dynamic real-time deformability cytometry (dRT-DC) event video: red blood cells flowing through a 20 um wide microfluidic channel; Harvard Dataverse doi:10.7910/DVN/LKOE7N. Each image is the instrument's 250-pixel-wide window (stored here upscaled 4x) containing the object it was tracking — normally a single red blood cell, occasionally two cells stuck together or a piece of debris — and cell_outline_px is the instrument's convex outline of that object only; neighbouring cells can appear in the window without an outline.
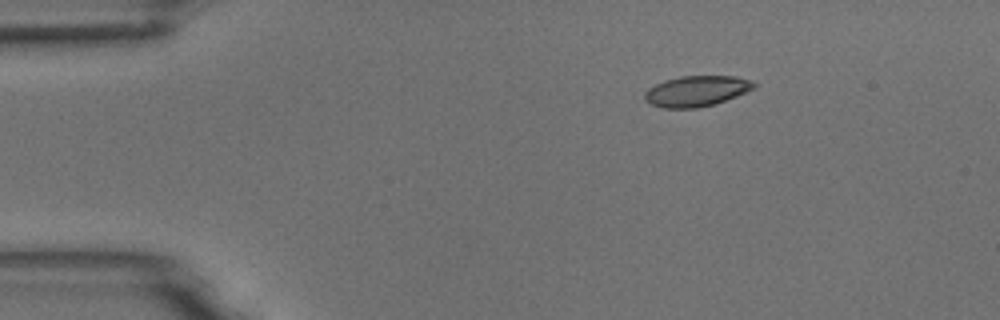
{"species": "common noctule bat (a hibernating species)", "species_latin": "Nyctalus noctula", "temperature_condition": "room temperature", "stored_images_in_passage": 47, "camera_frame_rate_fps": 3000, "um_per_image_px": 0.085, "animal": {"sex": "male", "body_mass_g": 18.8}, "frame": {"image": 1, "passage_image": 1, "time_ms": 0.0, "image_size_px": [1000, 320], "cell_outline_px": [[756, 88], [716, 104], [696, 108], [664, 108], [652, 104], [644, 100], [644, 92], [648, 88], [664, 80], [680, 76], [736, 76], [752, 80], [756, 84]], "centroid_in_image_um": [59.21, 7.74], "position_along_channel_um": 25.8, "area_um2": 19.65}}
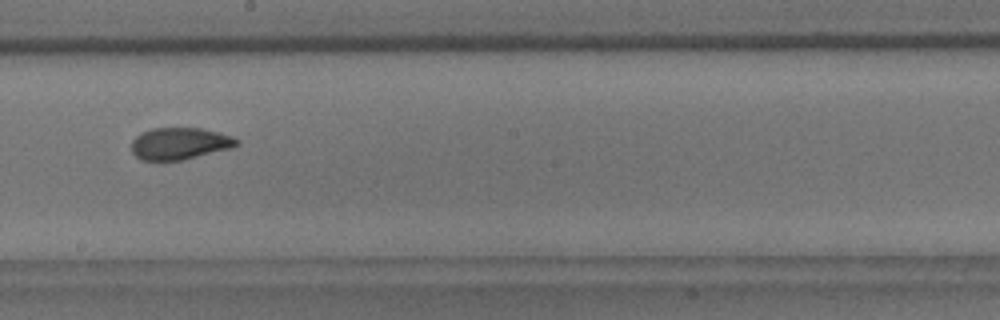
{"frame": {"image": 2, "passage_image": 23, "time_ms": 7.333, "image_size_px": [1000, 320], "cell_outline_px": [[240, 140], [232, 148], [184, 160], [140, 160], [132, 152], [132, 140], [140, 132], [152, 128], [200, 128], [232, 136]], "centroid_in_image_um": [15.25, 12.2], "position_along_channel_um": 232.9, "area_um2": 19.59}}
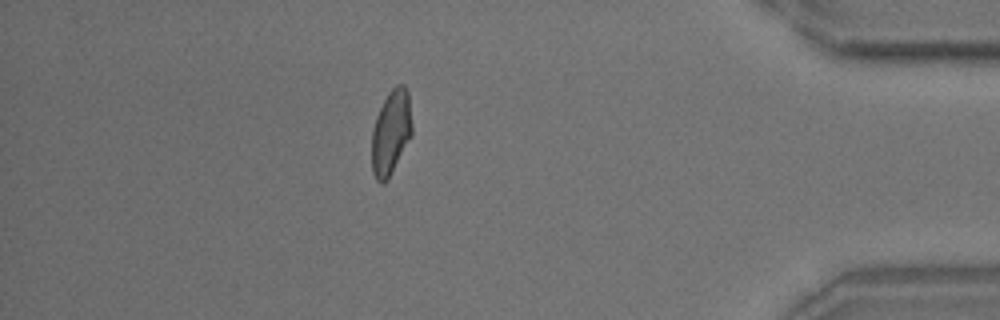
{"frame": {"image": 3, "passage_image": 40, "time_ms": 13.0, "image_size_px": [1000, 320], "cell_outline_px": [[412, 136], [388, 180], [384, 184], [380, 184], [376, 180], [372, 172], [372, 128], [376, 116], [388, 92], [396, 84], [404, 84], [408, 92], [412, 124]], "centroid_in_image_um": [33.23, 11.28], "position_along_channel_um": 402.0, "area_um2": 20.17}, "authors_computed_cell_mechanics": {"area_um2": 19.941, "velocity_mm_per_s": 3.7064, "shape_relaxation_time_tau1_ms": 5.0667, "shape_relaxation_time_tau2_ms": 1.2004, "deformation_change_tau1": 0.152, "deformation_change_tau2": 0.0502}}